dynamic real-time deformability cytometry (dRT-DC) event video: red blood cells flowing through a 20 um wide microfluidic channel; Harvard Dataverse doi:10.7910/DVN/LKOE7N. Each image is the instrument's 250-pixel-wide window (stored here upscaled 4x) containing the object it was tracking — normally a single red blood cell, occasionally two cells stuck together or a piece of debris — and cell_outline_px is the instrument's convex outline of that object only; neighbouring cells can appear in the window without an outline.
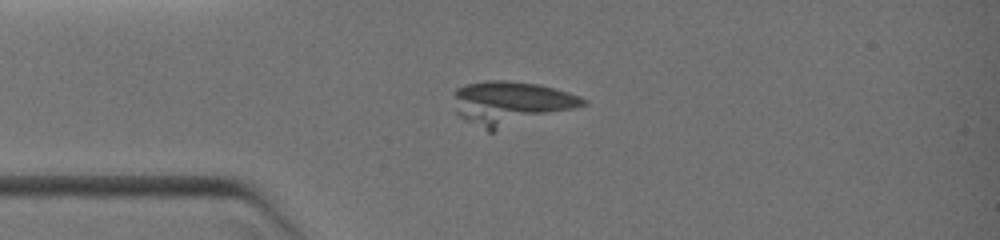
{"species": "common noctule bat (a hibernating species)", "species_latin": "Nyctalus noctula", "temperature_condition": "warm", "stored_images_in_passage": 27, "camera_frame_rate_fps": 3000, "um_per_image_px": 0.085, "animal": {"sex": "female", "body_mass_g": 19.0, "forearm_length_mm": 51.5}, "frame": {"image": 1, "passage_image": 12, "time_ms": 3.667, "image_size_px": [1000, 240], "cell_outline_px": [[588, 104], [576, 108], [492, 132], [488, 132], [456, 116], [452, 92], [456, 88], [464, 84], [484, 80], [508, 80], [540, 84], [568, 92], [580, 96], [588, 100]], "centroid_in_image_um": [43.36, 8.76], "position_along_channel_um": 41.6, "area_um2": 33.64}}
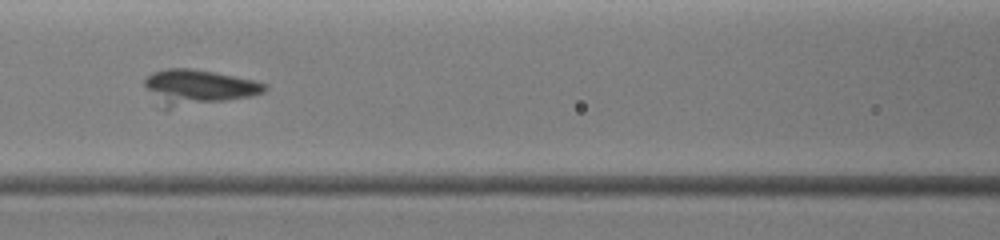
{"frame": {"image": 2, "passage_image": 20, "time_ms": 6.333, "image_size_px": [1000, 240], "cell_outline_px": [[268, 88], [264, 92], [252, 96], [168, 108], [144, 84], [144, 80], [152, 72], [164, 68], [192, 68], [216, 72], [256, 80], [268, 84]], "centroid_in_image_um": [16.95, 7.35], "position_along_channel_um": 149.7, "area_um2": 23.87}}
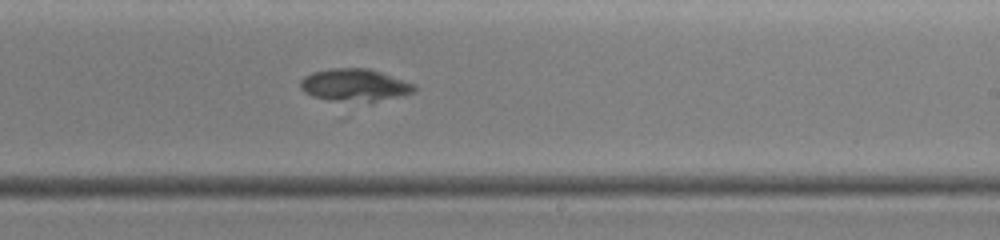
{"frame": {"image": 3, "passage_image": 27, "time_ms": 8.667, "image_size_px": [1000, 240], "cell_outline_px": [[420, 88], [416, 92], [372, 104], [368, 104], [332, 100], [312, 96], [304, 92], [300, 88], [300, 80], [304, 76], [312, 72], [328, 68], [368, 68], [416, 84]], "centroid_in_image_um": [30.21, 7.26], "position_along_channel_um": 258.8, "area_um2": 22.37}}